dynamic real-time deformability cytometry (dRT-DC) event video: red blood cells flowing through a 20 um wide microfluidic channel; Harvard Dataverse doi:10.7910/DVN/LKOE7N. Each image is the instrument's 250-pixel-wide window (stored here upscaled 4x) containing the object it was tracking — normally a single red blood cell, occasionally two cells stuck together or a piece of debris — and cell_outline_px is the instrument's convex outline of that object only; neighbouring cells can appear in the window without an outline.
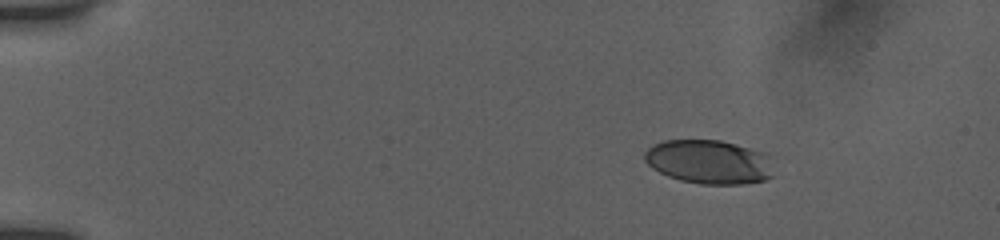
{"species": "human", "species_latin": "Homo sapiens", "temperature_condition": "room temperature", "stored_images_in_passage": 23, "camera_frame_rate_fps": 3000, "um_per_image_px": 0.085, "donor": {"sex": "female"}, "frame": {"image": 1, "passage_image": 1, "time_ms": 0.0, "image_size_px": [1000, 240], "cell_outline_px": [[772, 176], [764, 180], [740, 184], [700, 184], [680, 180], [668, 176], [652, 168], [644, 160], [644, 152], [652, 144], [664, 140], [720, 140], [768, 152]], "centroid_in_image_um": [60.25, 13.75], "position_along_channel_um": 24.8, "area_um2": 33.23}}
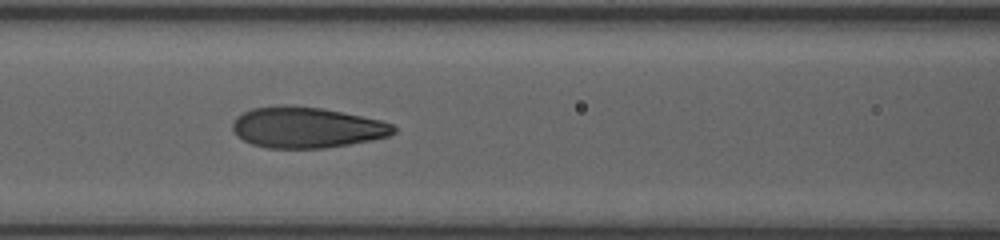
{"frame": {"image": 2, "passage_image": 21, "time_ms": 5.667, "image_size_px": [1000, 240], "cell_outline_px": [[396, 132], [388, 136], [372, 140], [324, 148], [268, 148], [252, 144], [236, 136], [232, 128], [232, 124], [236, 116], [252, 108], [284, 104], [288, 104], [320, 108], [380, 120], [392, 124], [396, 128]], "centroid_in_image_um": [26.03, 10.83], "position_along_channel_um": 140.6, "area_um2": 38.32}}
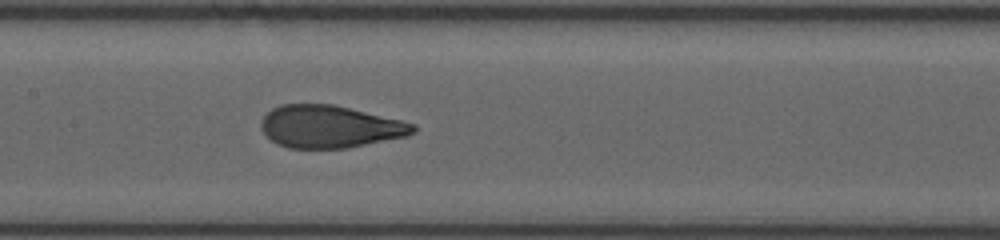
{"frame": {"image": 3, "passage_image": 23, "time_ms": 6.667, "image_size_px": [1000, 240], "cell_outline_px": [[416, 132], [408, 136], [348, 148], [288, 148], [272, 140], [260, 128], [260, 120], [272, 108], [280, 104], [332, 104], [400, 120], [416, 124]], "centroid_in_image_um": [28.04, 10.76], "position_along_channel_um": 179.4, "area_um2": 37.51}}